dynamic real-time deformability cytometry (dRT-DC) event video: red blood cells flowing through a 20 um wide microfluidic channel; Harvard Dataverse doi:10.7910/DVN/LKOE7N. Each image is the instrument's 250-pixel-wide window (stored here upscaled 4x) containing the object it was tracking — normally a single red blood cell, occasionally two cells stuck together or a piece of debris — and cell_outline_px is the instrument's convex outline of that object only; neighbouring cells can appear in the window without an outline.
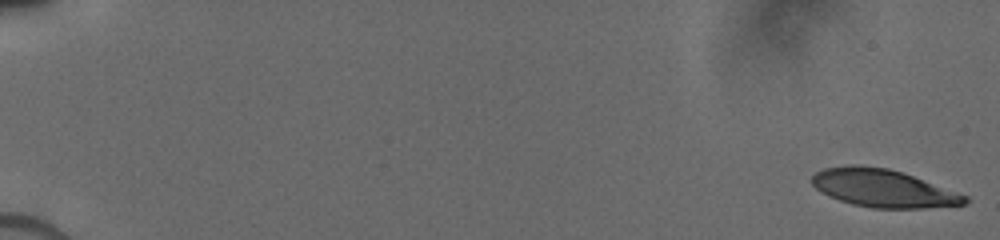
{"species": "human", "species_latin": "Homo sapiens", "temperature_condition": "cold", "stored_images_in_passage": 14, "camera_frame_rate_fps": 3000, "um_per_image_px": 0.085, "donor": {"sex": "male"}, "frame": {"image": 1, "passage_image": 1, "time_ms": 0.0, "image_size_px": [1000, 240], "cell_outline_px": [[968, 200], [964, 204], [924, 208], [872, 208], [852, 204], [840, 200], [820, 192], [812, 184], [812, 176], [816, 172], [824, 168], [848, 164], [860, 164], [888, 168], [912, 176], [968, 196]], "centroid_in_image_um": [75.01, 15.99], "position_along_channel_um": 10.0, "area_um2": 33.47}}
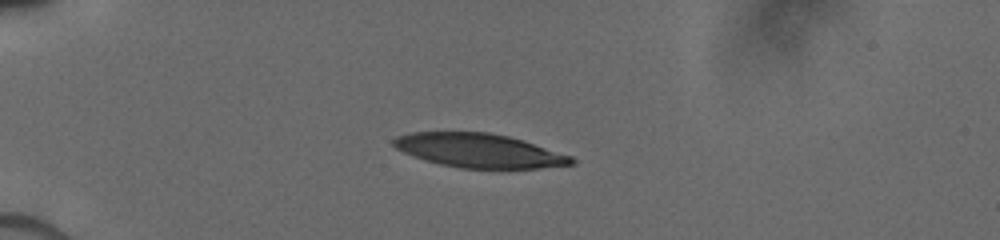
{"frame": {"image": 2, "passage_image": 10, "time_ms": 4.667, "image_size_px": [1000, 240], "cell_outline_px": [[576, 164], [540, 168], [460, 168], [440, 164], [424, 160], [404, 152], [396, 148], [392, 144], [392, 140], [396, 136], [412, 132], [488, 132], [508, 136], [524, 140], [572, 156], [576, 160]], "centroid_in_image_um": [40.74, 12.8], "position_along_channel_um": 44.3, "area_um2": 35.26}}
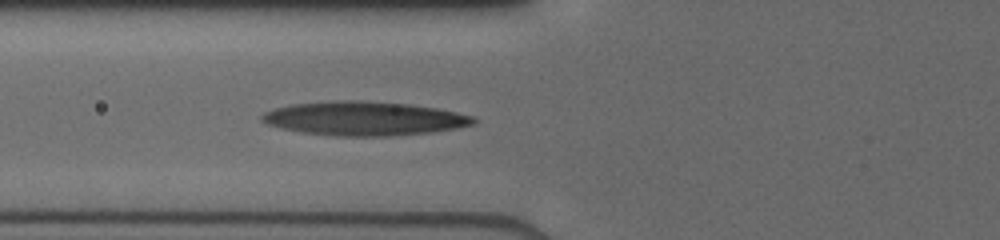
{"frame": {"image": 3, "passage_image": 14, "time_ms": 7.0, "image_size_px": [1000, 240], "cell_outline_px": [[476, 124], [432, 132], [388, 136], [336, 136], [300, 132], [280, 128], [268, 124], [260, 120], [260, 116], [264, 112], [276, 108], [292, 104], [344, 100], [360, 100], [408, 104], [436, 108], [456, 112], [472, 116], [476, 120]], "centroid_in_image_um": [30.93, 10.08], "position_along_channel_um": 94.9, "area_um2": 41.73}}